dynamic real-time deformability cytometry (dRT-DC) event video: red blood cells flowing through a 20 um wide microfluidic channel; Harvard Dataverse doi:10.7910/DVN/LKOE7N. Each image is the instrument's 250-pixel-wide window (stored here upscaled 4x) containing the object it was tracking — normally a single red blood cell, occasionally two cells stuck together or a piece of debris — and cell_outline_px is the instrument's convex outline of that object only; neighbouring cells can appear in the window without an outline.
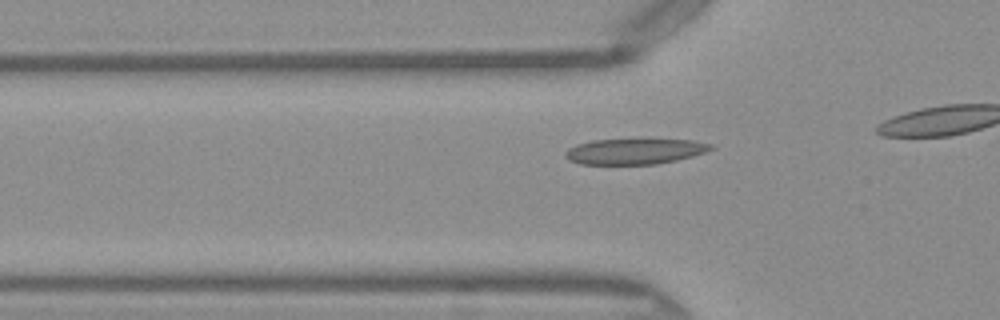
{"species": "Egyptian fruit bat (a non-hibernating species)", "species_latin": "Rousettus aegyptiacus", "temperature_condition": "warm", "stored_images_in_passage": 18, "camera_frame_rate_fps": 3000, "um_per_image_px": 0.085, "frame": {"image": 1, "passage_image": 13, "time_ms": 4.0, "image_size_px": [1000, 320], "cell_outline_px": [[716, 148], [692, 156], [676, 160], [656, 164], [580, 164], [568, 160], [564, 156], [564, 152], [568, 148], [576, 144], [592, 140], [692, 140], [712, 144]], "centroid_in_image_um": [53.91, 12.87], "position_along_channel_um": 71.9, "area_um2": 21.62}}